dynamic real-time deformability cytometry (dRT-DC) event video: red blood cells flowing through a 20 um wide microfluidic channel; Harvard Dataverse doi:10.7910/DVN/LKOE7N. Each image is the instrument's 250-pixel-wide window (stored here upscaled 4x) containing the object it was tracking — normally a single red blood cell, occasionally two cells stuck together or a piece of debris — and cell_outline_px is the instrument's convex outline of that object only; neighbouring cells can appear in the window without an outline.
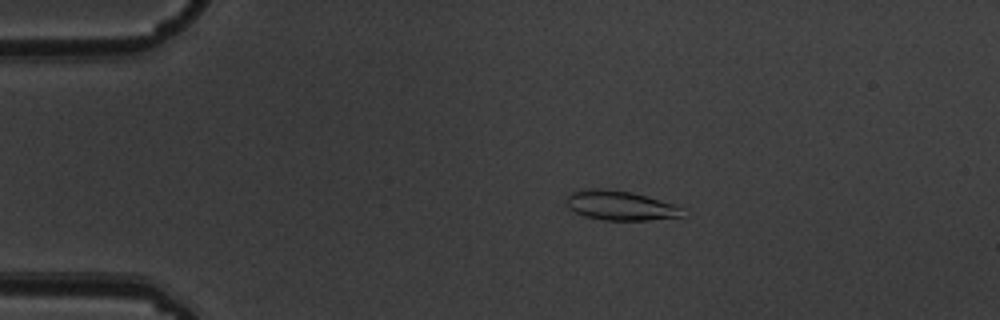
{"species": "common noctule bat (a hibernating species)", "species_latin": "Nyctalus noctula", "temperature_condition": "warm", "stored_images_in_passage": 8, "camera_frame_rate_fps": 3000, "um_per_image_px": 0.085, "animal": {"sex": "male", "body_mass_g": 19.5, "forearm_length_mm": 54.6}, "frame": {"image": 1, "passage_image": 4, "time_ms": 1.0, "image_size_px": [1000, 320], "cell_outline_px": [[688, 216], [648, 220], [604, 220], [584, 216], [568, 208], [564, 200], [568, 192], [588, 188], [600, 188], [632, 192], [680, 204]], "centroid_in_image_um": [52.77, 17.46], "position_along_channel_um": 32.2, "area_um2": 20.69}}
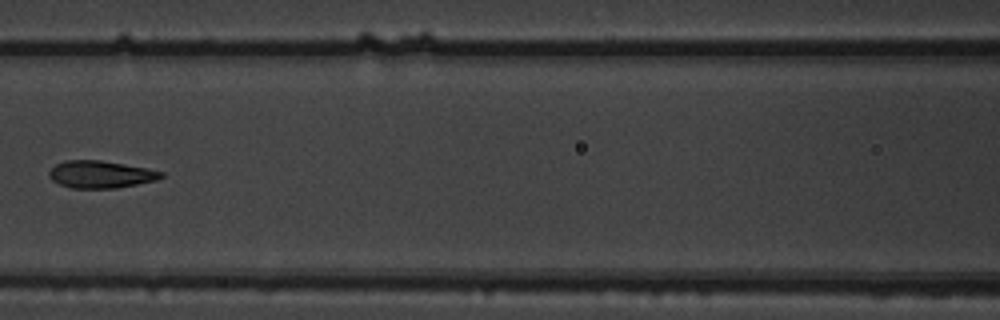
{"frame": {"image": 2, "passage_image": 8, "time_ms": 2.333, "image_size_px": [1000, 320], "cell_outline_px": [[164, 176], [156, 180], [116, 188], [72, 188], [60, 184], [52, 180], [48, 176], [48, 172], [56, 164], [64, 160], [100, 160], [124, 164], [164, 172]], "centroid_in_image_um": [8.52, 14.82], "position_along_channel_um": 158.1, "area_um2": 17.69}}